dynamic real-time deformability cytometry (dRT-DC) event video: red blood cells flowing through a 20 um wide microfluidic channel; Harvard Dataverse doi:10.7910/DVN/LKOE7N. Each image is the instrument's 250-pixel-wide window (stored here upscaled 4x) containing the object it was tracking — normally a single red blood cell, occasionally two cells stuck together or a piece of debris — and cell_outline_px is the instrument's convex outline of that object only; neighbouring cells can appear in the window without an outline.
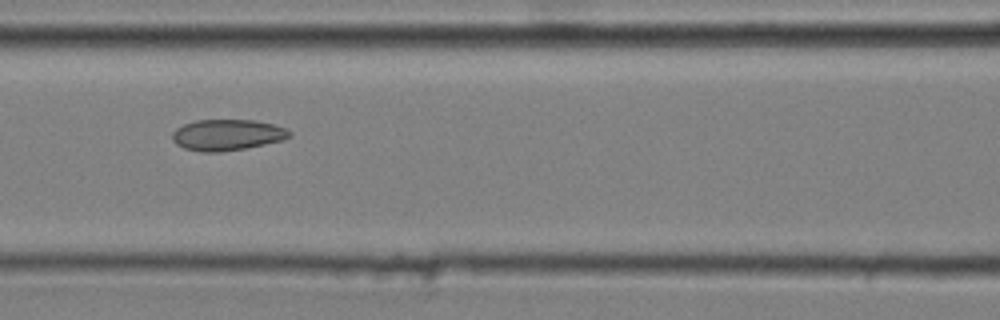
{"species": "common noctule bat (a hibernating species)", "species_latin": "Nyctalus noctula", "temperature_condition": "cold", "stored_images_in_passage": 9, "camera_frame_rate_fps": 3000, "um_per_image_px": 0.085, "animal": {"sex": "male", "body_mass_g": 20.4}, "frame": {"image": 1, "passage_image": 6, "time_ms": 1.667, "image_size_px": [1000, 320], "cell_outline_px": [[292, 136], [284, 140], [244, 148], [220, 152], [200, 152], [184, 148], [176, 144], [172, 140], [172, 132], [176, 128], [184, 124], [196, 120], [256, 120], [288, 128], [292, 132]], "centroid_in_image_um": [19.32, 11.46], "position_along_channel_um": 147.3, "area_um2": 21.39}}
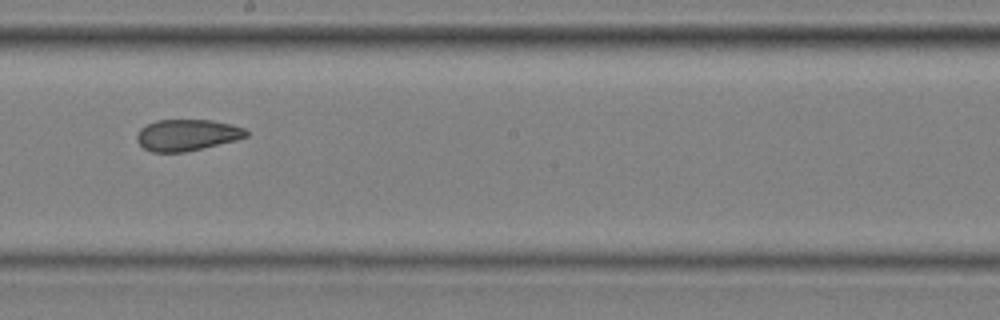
{"frame": {"image": 2, "passage_image": 8, "time_ms": 2.333, "image_size_px": [1000, 320], "cell_outline_px": [[248, 136], [236, 140], [184, 152], [152, 152], [144, 148], [136, 140], [136, 136], [140, 128], [156, 120], [212, 120], [232, 124], [244, 128], [248, 132]], "centroid_in_image_um": [15.89, 11.47], "position_along_channel_um": 232.3, "area_um2": 19.94}}
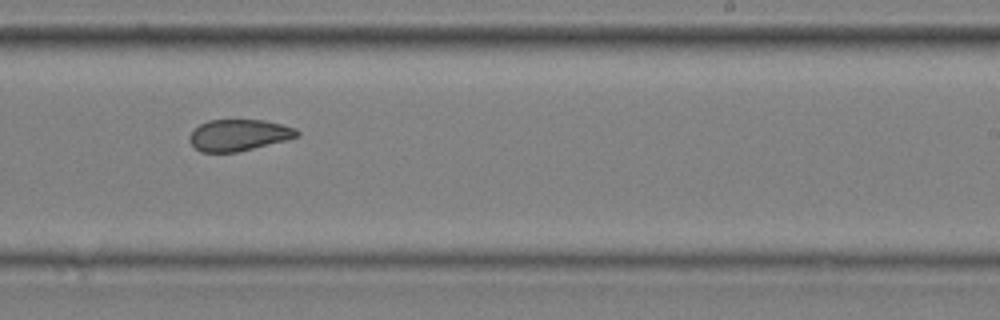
{"frame": {"image": 3, "passage_image": 9, "time_ms": 2.667, "image_size_px": [1000, 320], "cell_outline_px": [[300, 136], [236, 152], [200, 152], [188, 140], [188, 136], [200, 124], [208, 120], [264, 120], [296, 128], [300, 132]], "centroid_in_image_um": [20.28, 11.47], "position_along_channel_um": 268.7, "area_um2": 19.48}}